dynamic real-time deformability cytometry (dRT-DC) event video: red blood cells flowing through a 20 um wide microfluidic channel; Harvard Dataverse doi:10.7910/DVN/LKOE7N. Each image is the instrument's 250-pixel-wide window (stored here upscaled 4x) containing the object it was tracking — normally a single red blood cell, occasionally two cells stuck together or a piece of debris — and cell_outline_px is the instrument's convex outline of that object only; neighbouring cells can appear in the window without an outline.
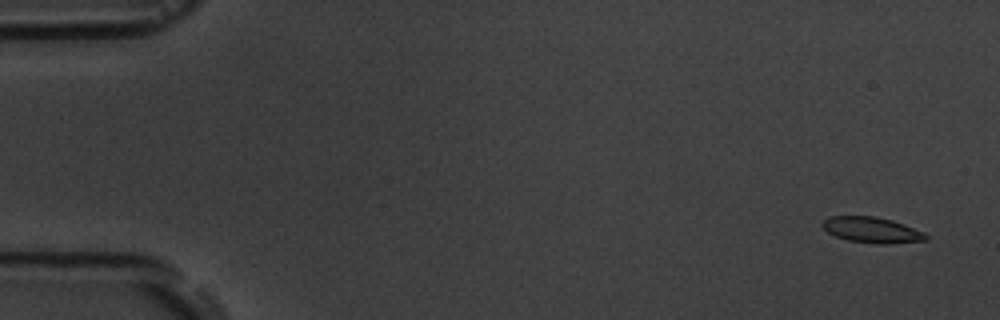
{"species": "common noctule bat (a hibernating species)", "species_latin": "Nyctalus noctula", "temperature_condition": "room temperature", "stored_images_in_passage": 5, "camera_frame_rate_fps": 3000, "um_per_image_px": 0.085, "animal": {"sex": "male", "body_mass_g": 19.5, "forearm_length_mm": 54.6}, "frame": {"image": 1, "passage_image": 1, "time_ms": 0.0, "image_size_px": [1000, 320], "cell_outline_px": [[928, 240], [888, 244], [876, 244], [848, 240], [836, 236], [828, 232], [820, 224], [828, 216], [876, 216], [892, 220], [904, 224], [924, 232], [928, 236]], "centroid_in_image_um": [74.12, 19.54], "position_along_channel_um": 10.9, "area_um2": 15.61}}
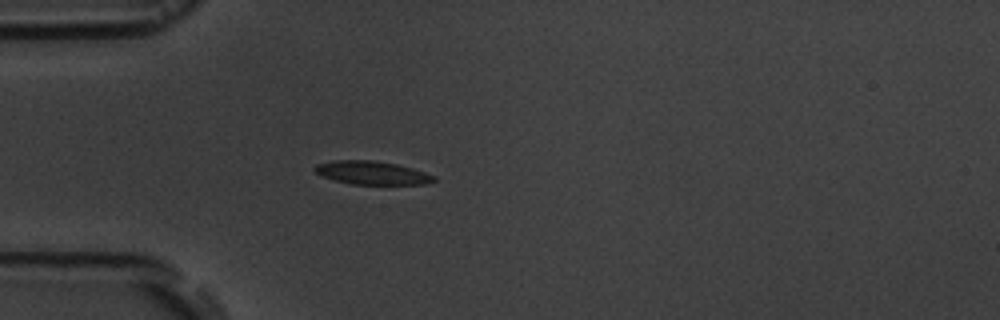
{"frame": {"image": 2, "passage_image": 5, "time_ms": 4.667, "image_size_px": [1000, 320], "cell_outline_px": [[436, 180], [424, 184], [352, 184], [320, 176], [312, 168], [316, 164], [332, 160], [372, 160], [396, 164], [412, 168], [436, 176]], "centroid_in_image_um": [31.58, 14.68], "position_along_channel_um": 53.4, "area_um2": 16.18}}